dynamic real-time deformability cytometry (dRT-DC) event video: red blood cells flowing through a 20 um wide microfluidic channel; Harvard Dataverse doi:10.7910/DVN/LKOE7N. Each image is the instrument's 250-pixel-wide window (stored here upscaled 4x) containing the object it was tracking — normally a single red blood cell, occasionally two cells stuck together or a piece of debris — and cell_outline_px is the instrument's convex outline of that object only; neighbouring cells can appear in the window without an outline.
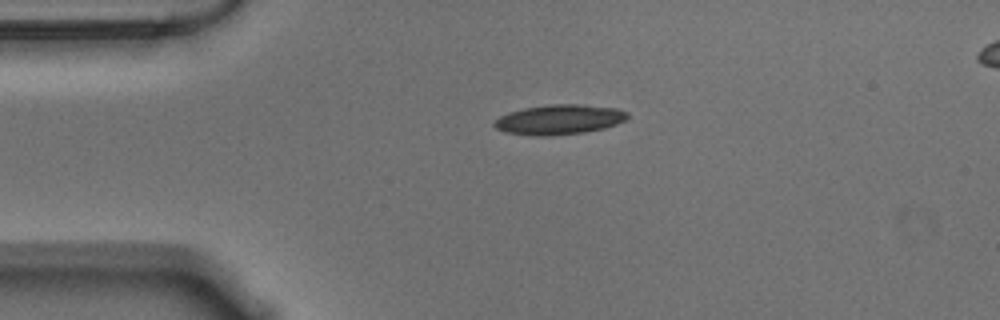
{"species": "Egyptian fruit bat (a non-hibernating species)", "species_latin": "Rousettus aegyptiacus", "temperature_condition": "warm", "stored_images_in_passage": 6, "camera_frame_rate_fps": 3000, "um_per_image_px": 0.085, "animal": {"sex": "male"}, "frame": {"image": 1, "passage_image": 1, "time_ms": 0.0, "image_size_px": [1000, 320], "cell_outline_px": [[628, 116], [624, 120], [616, 124], [604, 128], [584, 132], [552, 136], [536, 136], [504, 132], [496, 128], [492, 124], [500, 116], [508, 112], [524, 108], [552, 104], [576, 104], [616, 108], [628, 112]], "centroid_in_image_um": [47.51, 10.17], "position_along_channel_um": 37.5, "area_um2": 23.12}}
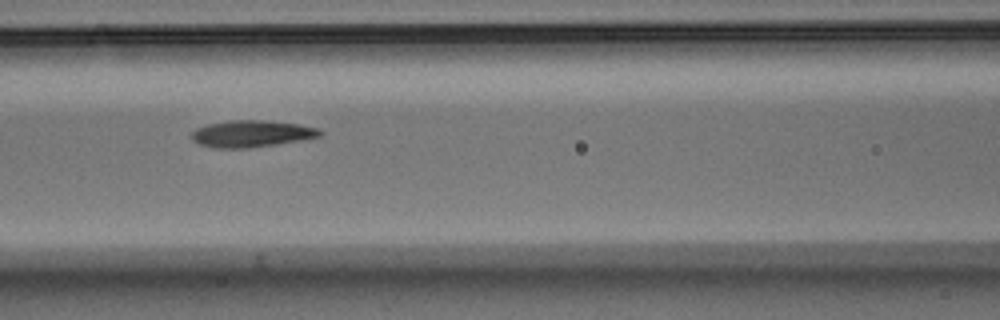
{"frame": {"image": 2, "passage_image": 5, "time_ms": 1.333, "image_size_px": [1000, 320], "cell_outline_px": [[324, 132], [320, 136], [300, 140], [276, 144], [248, 148], [212, 148], [200, 144], [192, 140], [188, 136], [196, 128], [208, 124], [228, 120], [272, 120], [300, 124], [320, 128]], "centroid_in_image_um": [21.38, 11.35], "position_along_channel_um": 145.2, "area_um2": 20.35}}